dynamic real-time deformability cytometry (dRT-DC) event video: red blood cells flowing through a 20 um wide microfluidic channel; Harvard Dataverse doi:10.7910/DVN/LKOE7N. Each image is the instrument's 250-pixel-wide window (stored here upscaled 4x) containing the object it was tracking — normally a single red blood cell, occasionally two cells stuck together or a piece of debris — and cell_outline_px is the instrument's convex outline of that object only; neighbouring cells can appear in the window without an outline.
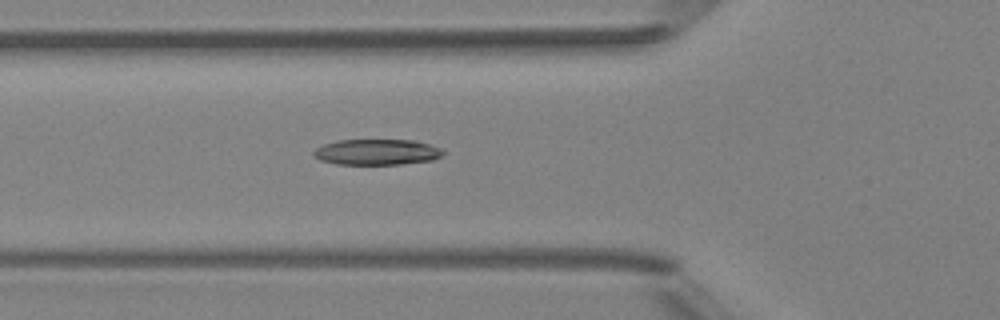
{"species": "Egyptian fruit bat (a non-hibernating species)", "species_latin": "Rousettus aegyptiacus", "temperature_condition": "room temperature", "stored_images_in_passage": 6, "camera_frame_rate_fps": 3000, "um_per_image_px": 0.085, "animal": {"sex": "female"}, "frame": {"image": 1, "passage_image": 6, "time_ms": 6.333, "image_size_px": [1000, 320], "cell_outline_px": [[444, 156], [432, 160], [400, 164], [336, 164], [320, 160], [312, 156], [312, 152], [316, 148], [324, 144], [336, 140], [416, 140], [440, 148], [444, 152]], "centroid_in_image_um": [32.02, 12.92], "position_along_channel_um": 93.8, "area_um2": 19.54}}